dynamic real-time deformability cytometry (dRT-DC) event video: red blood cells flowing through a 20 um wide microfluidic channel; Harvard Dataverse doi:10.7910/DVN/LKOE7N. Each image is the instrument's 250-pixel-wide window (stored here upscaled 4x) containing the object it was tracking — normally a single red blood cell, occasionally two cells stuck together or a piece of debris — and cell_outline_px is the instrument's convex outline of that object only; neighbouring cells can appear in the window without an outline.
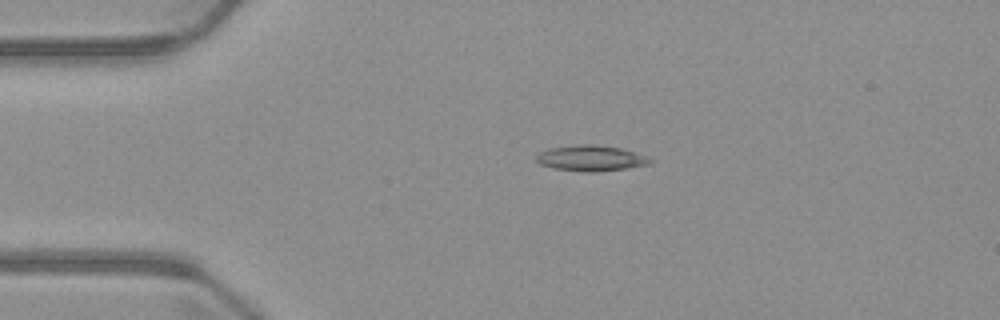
{"species": "common noctule bat (a hibernating species)", "species_latin": "Nyctalus noctula", "temperature_condition": "warm", "stored_images_in_passage": 4, "camera_frame_rate_fps": 3000, "um_per_image_px": 0.085, "animal": {"sex": "male", "body_mass_g": 23.1, "forearm_length_mm": 52.7}, "frame": {"image": 1, "passage_image": 3, "time_ms": 3.333, "image_size_px": [1000, 320], "cell_outline_px": [[656, 160], [648, 164], [628, 168], [592, 172], [584, 172], [552, 168], [540, 164], [536, 160], [536, 156], [540, 152], [548, 148], [576, 144], [592, 144], [620, 148]], "centroid_in_image_um": [50.18, 13.45], "position_along_channel_um": 34.8, "area_um2": 16.99}}